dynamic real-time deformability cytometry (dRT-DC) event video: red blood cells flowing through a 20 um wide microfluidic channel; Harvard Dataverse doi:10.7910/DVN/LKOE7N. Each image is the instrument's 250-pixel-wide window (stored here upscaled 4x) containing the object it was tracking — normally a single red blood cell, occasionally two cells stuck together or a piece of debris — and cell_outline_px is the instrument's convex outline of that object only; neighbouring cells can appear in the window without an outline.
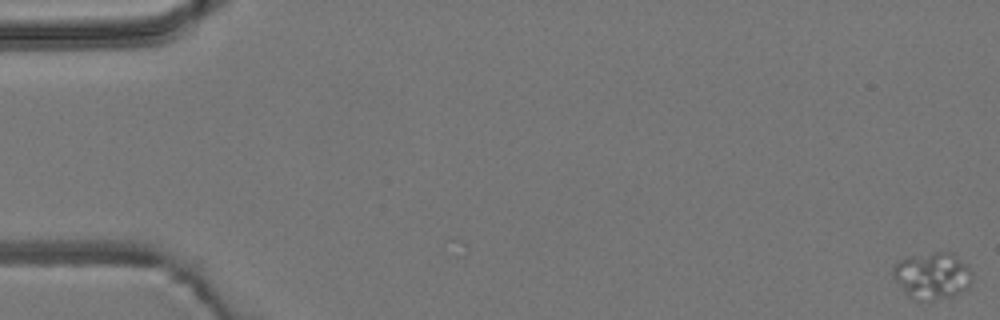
{"species": "common noctule bat (a hibernating species)", "species_latin": "Nyctalus noctula", "temperature_condition": "room temperature", "stored_images_in_passage": 7, "camera_frame_rate_fps": 3000, "um_per_image_px": 0.085, "animal": {"sex": "male", "body_mass_g": 19.2, "forearm_length_mm": 51.8}, "frame": {"image": 1, "passage_image": 1, "time_ms": 0.0, "image_size_px": [1000, 320], "cell_outline_px": [[972, 284], [968, 288], [952, 296], [932, 300], [916, 300], [908, 296], [904, 292], [892, 276], [892, 264], [896, 260], [908, 256], [932, 252], [952, 252], [968, 264], [972, 272]], "centroid_in_image_um": [79.23, 23.41], "position_along_channel_um": 5.8, "area_um2": 22.14}}
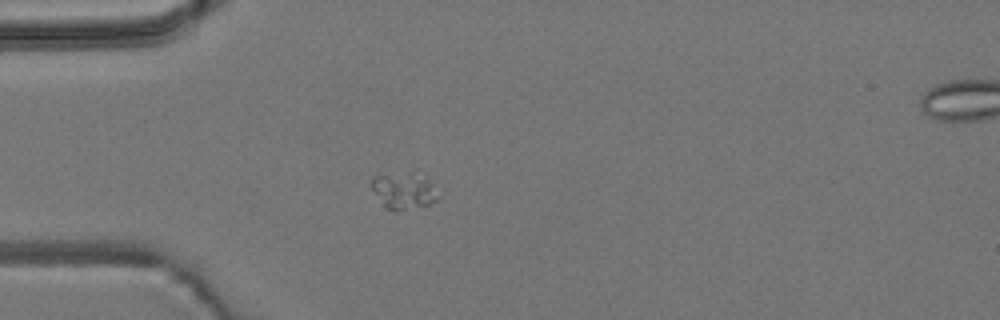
{"frame": {"image": 2, "passage_image": 5, "time_ms": 5.0, "image_size_px": [1000, 320], "cell_outline_px": [[440, 196], [436, 200], [428, 204], [396, 212], [388, 208], [384, 204], [372, 188], [372, 180], [376, 176], [416, 168], [432, 184]], "centroid_in_image_um": [34.38, 16.14], "position_along_channel_um": 50.6, "area_um2": 14.39}}
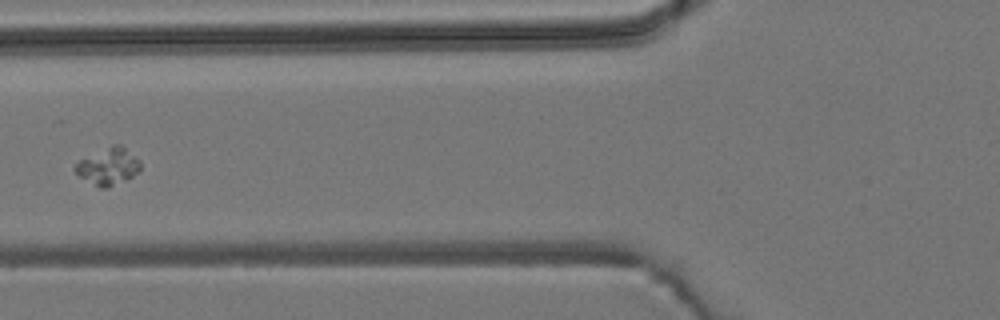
{"frame": {"image": 3, "passage_image": 7, "time_ms": 7.0, "image_size_px": [1000, 320], "cell_outline_px": [[140, 168], [132, 176], [108, 188], [100, 188], [80, 176], [72, 168], [80, 160], [112, 144], [120, 144], [140, 160]], "centroid_in_image_um": [9.19, 14.13], "position_along_channel_um": 116.6, "area_um2": 13.7}}